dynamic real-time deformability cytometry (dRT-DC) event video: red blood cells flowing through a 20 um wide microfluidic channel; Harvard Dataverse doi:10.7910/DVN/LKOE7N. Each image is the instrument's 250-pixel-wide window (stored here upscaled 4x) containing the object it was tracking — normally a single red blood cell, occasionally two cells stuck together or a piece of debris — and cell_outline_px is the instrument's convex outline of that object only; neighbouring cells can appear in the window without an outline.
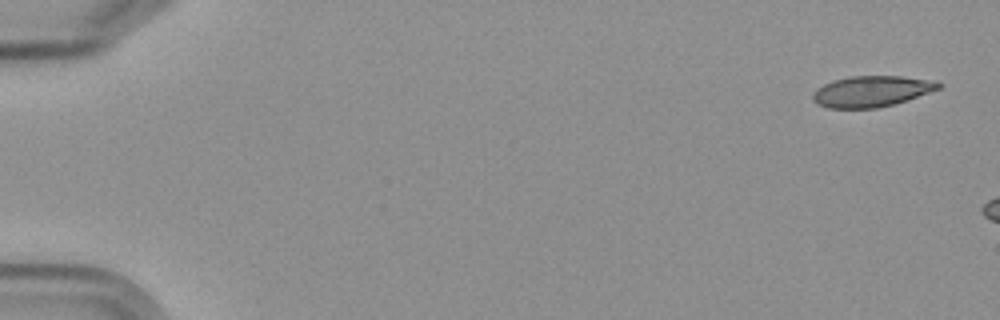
{"species": "Egyptian fruit bat (a non-hibernating species)", "species_latin": "Rousettus aegyptiacus", "temperature_condition": "cold", "stored_images_in_passage": 3, "camera_frame_rate_fps": 3000, "um_per_image_px": 0.085, "frame": {"image": 1, "passage_image": 1, "time_ms": 0.0, "image_size_px": [1000, 320], "cell_outline_px": [[944, 84], [940, 88], [892, 104], [876, 108], [828, 108], [816, 104], [812, 100], [812, 92], [816, 88], [832, 80], [848, 76], [900, 76], [936, 80]], "centroid_in_image_um": [74.03, 7.75], "position_along_channel_um": 11.0, "area_um2": 22.72}}